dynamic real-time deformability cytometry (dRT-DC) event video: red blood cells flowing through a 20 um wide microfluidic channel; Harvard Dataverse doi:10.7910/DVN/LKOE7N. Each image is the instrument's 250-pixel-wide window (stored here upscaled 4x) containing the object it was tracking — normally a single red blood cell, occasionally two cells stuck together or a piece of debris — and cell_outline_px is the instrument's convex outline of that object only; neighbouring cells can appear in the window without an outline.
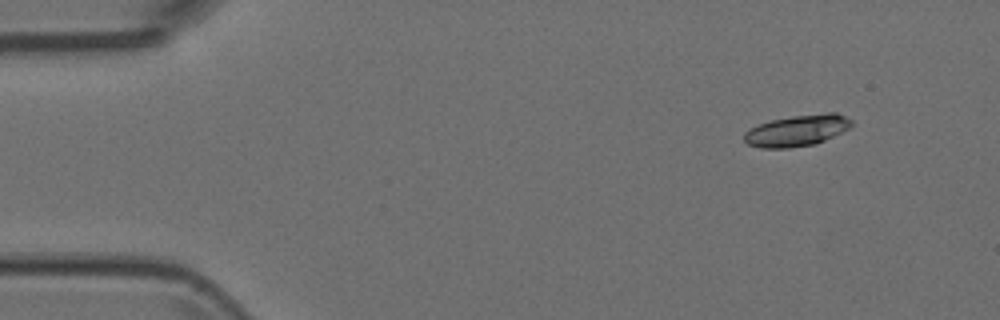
{"species": "Egyptian fruit bat (a non-hibernating species)", "species_latin": "Rousettus aegyptiacus", "temperature_condition": "room temperature", "stored_images_in_passage": 3, "camera_frame_rate_fps": 3000, "um_per_image_px": 0.085, "animal": {"sex": "female"}, "frame": {"image": 1, "passage_image": 1, "time_ms": 0.0, "image_size_px": [1000, 320], "cell_outline_px": [[852, 124], [848, 128], [816, 144], [788, 148], [760, 148], [748, 144], [744, 140], [744, 132], [760, 124], [772, 120], [792, 116], [828, 112], [836, 112], [852, 120]], "centroid_in_image_um": [67.74, 11.1], "position_along_channel_um": 17.3, "area_um2": 19.36}}